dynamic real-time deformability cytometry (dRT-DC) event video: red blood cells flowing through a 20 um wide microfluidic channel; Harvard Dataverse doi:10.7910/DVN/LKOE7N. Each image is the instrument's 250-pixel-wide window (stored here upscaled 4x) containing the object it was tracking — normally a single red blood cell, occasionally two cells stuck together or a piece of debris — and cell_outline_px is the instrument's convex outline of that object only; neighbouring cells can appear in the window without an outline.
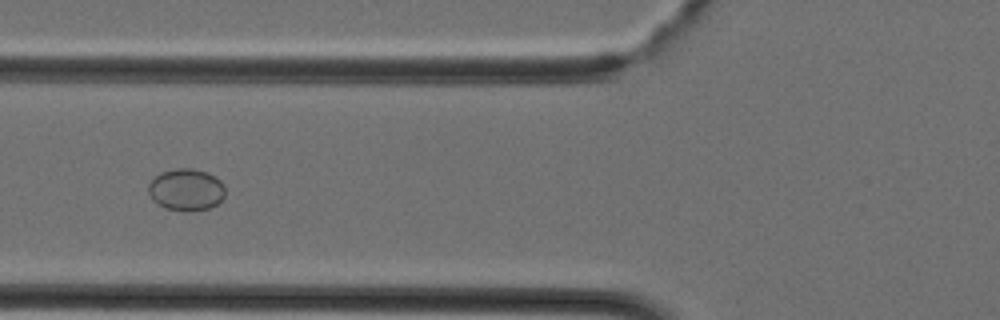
{"species": "Egyptian fruit bat (a non-hibernating species)", "species_latin": "Rousettus aegyptiacus", "temperature_condition": "cold", "stored_images_in_passage": 27, "camera_frame_rate_fps": 3000, "um_per_image_px": 0.085, "animal": {"sex": "female"}, "frame": {"image": 1, "passage_image": 9, "time_ms": 2.667, "image_size_px": [1000, 320], "cell_outline_px": [[224, 196], [212, 208], [188, 212], [164, 208], [152, 200], [148, 192], [148, 184], [160, 172], [176, 168], [192, 168], [208, 172], [220, 180], [224, 184]], "centroid_in_image_um": [15.82, 16.13], "position_along_channel_um": 110.0, "area_um2": 19.02}}
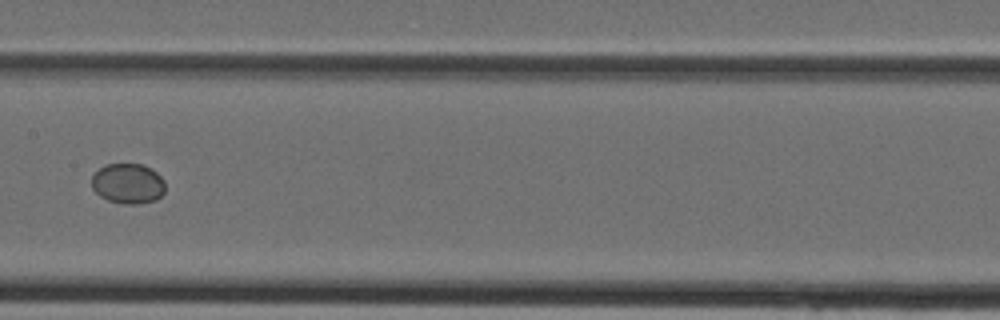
{"frame": {"image": 2, "passage_image": 14, "time_ms": 4.333, "image_size_px": [1000, 320], "cell_outline_px": [[164, 192], [156, 200], [140, 204], [124, 204], [108, 200], [100, 196], [92, 188], [92, 176], [104, 164], [144, 164], [156, 172], [164, 180]], "centroid_in_image_um": [10.88, 15.6], "position_along_channel_um": 196.5, "area_um2": 17.28}}
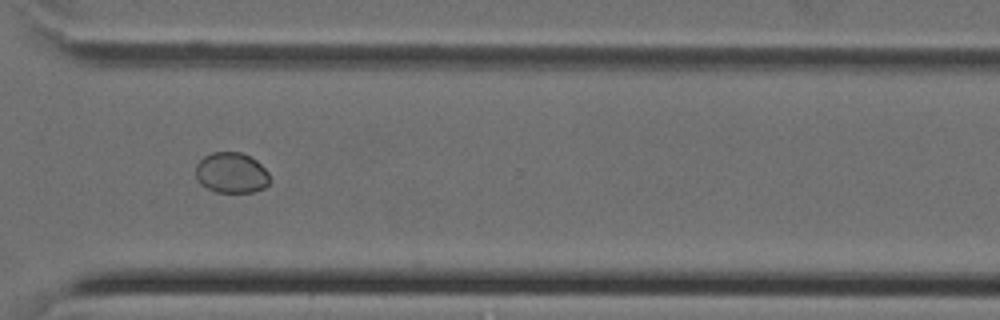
{"frame": {"image": 3, "passage_image": 23, "time_ms": 7.333, "image_size_px": [1000, 320], "cell_outline_px": [[268, 184], [264, 188], [252, 192], [216, 192], [200, 184], [196, 180], [196, 164], [204, 156], [212, 152], [240, 152], [256, 160], [268, 172]], "centroid_in_image_um": [19.64, 14.69], "position_along_channel_um": 351.0, "area_um2": 17.46}}